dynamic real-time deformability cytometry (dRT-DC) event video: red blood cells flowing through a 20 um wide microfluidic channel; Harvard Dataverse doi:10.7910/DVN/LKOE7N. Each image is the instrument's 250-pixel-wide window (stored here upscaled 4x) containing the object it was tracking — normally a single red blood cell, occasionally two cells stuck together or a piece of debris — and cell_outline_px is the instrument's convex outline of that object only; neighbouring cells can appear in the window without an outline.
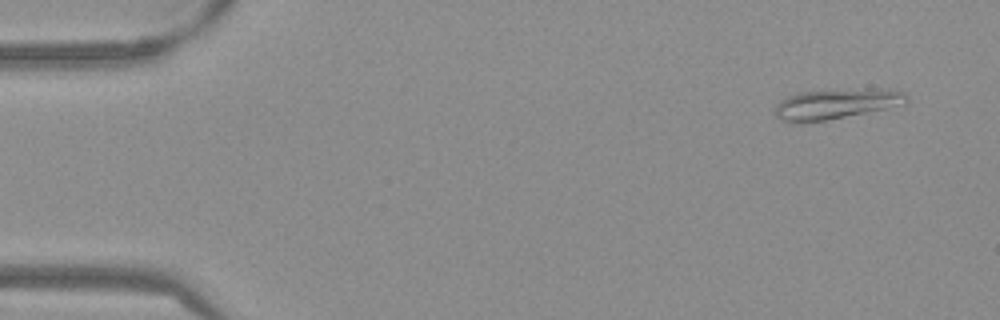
{"species": "Egyptian fruit bat (a non-hibernating species)", "species_latin": "Rousettus aegyptiacus", "temperature_condition": "warm", "stored_images_in_passage": 53, "camera_frame_rate_fps": 3000, "um_per_image_px": 0.085, "frame": {"image": 1, "passage_image": 4, "time_ms": 1.0, "image_size_px": [1000, 320], "cell_outline_px": [[908, 100], [904, 104], [804, 124], [780, 120], [776, 116], [776, 104], [780, 100], [796, 92], [864, 88], [888, 88], [904, 92], [908, 96]], "centroid_in_image_um": [71.05, 8.81], "position_along_channel_um": 14.0, "area_um2": 23.24}}
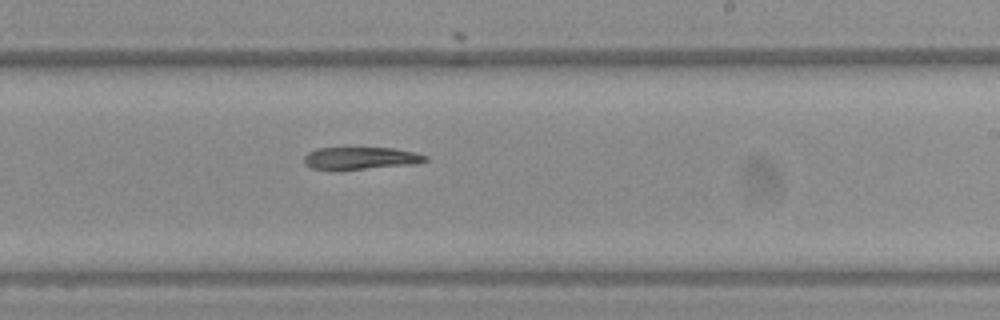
{"frame": {"image": 2, "passage_image": 32, "time_ms": 10.333, "image_size_px": [1000, 320], "cell_outline_px": [[428, 160], [416, 164], [340, 172], [336, 172], [312, 168], [304, 164], [304, 156], [308, 152], [316, 148], [396, 148], [428, 156]], "centroid_in_image_um": [30.61, 13.49], "position_along_channel_um": 258.4, "area_um2": 16.53}}
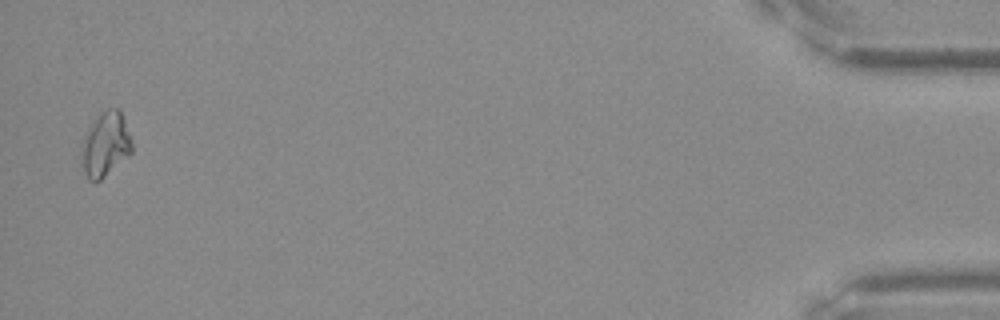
{"frame": {"image": 3, "passage_image": 52, "time_ms": 17.0, "image_size_px": [1000, 320], "cell_outline_px": [[132, 152], [100, 180], [88, 180], [84, 172], [80, 148], [84, 136], [92, 120], [100, 112], [108, 108], [116, 108], [120, 112], [124, 120], [132, 144]], "centroid_in_image_um": [8.93, 12.26], "position_along_channel_um": 426.3, "area_um2": 18.73}}